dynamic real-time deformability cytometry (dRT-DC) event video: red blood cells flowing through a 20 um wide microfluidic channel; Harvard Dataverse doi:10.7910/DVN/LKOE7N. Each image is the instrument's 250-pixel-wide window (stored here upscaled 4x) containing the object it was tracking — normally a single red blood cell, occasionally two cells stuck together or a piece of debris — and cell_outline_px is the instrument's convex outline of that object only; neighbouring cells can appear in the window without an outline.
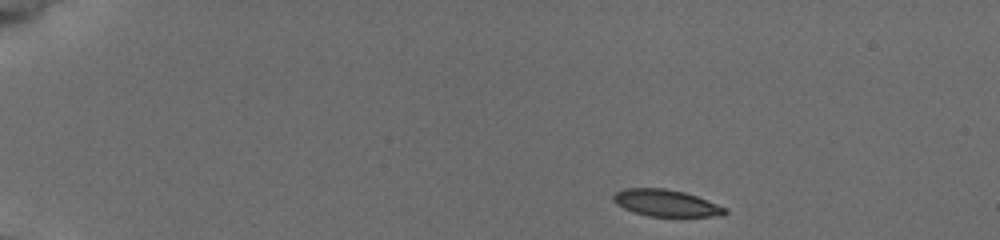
{"species": "common noctule bat (a hibernating species)", "species_latin": "Nyctalus noctula", "temperature_condition": "cold", "stored_images_in_passage": 47, "camera_frame_rate_fps": 3000, "um_per_image_px": 0.085, "animal": {"sex": "female", "body_mass_g": 19.5, "forearm_length_mm": 54.1}, "frame": {"image": 1, "passage_image": 1, "time_ms": 0.0, "image_size_px": [1000, 240], "cell_outline_px": [[728, 212], [724, 216], [648, 216], [624, 208], [616, 204], [612, 200], [612, 196], [616, 192], [624, 188], [664, 188], [684, 192], [696, 196], [728, 208]], "centroid_in_image_um": [56.63, 17.25], "position_along_channel_um": 28.4, "area_um2": 17.4}}
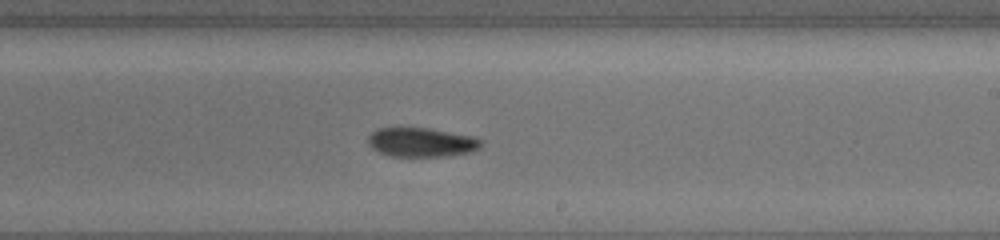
{"frame": {"image": 2, "passage_image": 27, "time_ms": 8.667, "image_size_px": [1000, 240], "cell_outline_px": [[480, 148], [472, 152], [452, 156], [392, 156], [380, 152], [372, 148], [368, 144], [368, 136], [376, 128], [428, 128], [472, 136], [480, 140]], "centroid_in_image_um": [35.81, 12.1], "position_along_channel_um": 253.2, "area_um2": 19.13}}
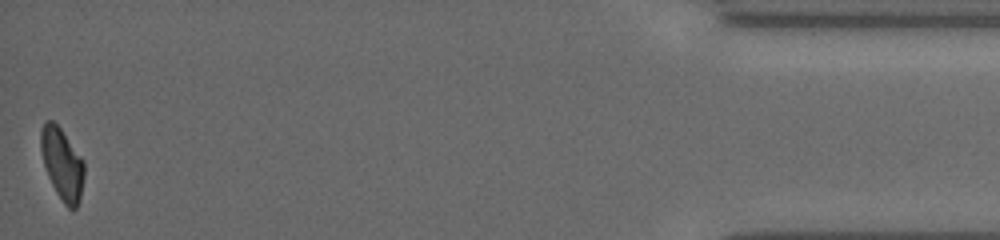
{"frame": {"image": 3, "passage_image": 47, "time_ms": 15.333, "image_size_px": [1000, 240], "cell_outline_px": [[84, 176], [80, 196], [76, 208], [68, 208], [64, 204], [56, 192], [48, 176], [44, 164], [40, 148], [40, 132], [44, 120], [52, 120], [60, 128], [84, 160]], "centroid_in_image_um": [5.27, 13.9], "position_along_channel_um": 429.9, "area_um2": 17.98}, "authors_computed_cell_mechanics": {"area_um2": 19.0162, "velocity_mm_per_s": 3.7688, "shape_relaxation_time_tau1_ms": 5.1048, "shape_relaxation_time_tau2_ms": null, "deformation_change_tau1": 0.1474, "deformation_change_tau2": null}}